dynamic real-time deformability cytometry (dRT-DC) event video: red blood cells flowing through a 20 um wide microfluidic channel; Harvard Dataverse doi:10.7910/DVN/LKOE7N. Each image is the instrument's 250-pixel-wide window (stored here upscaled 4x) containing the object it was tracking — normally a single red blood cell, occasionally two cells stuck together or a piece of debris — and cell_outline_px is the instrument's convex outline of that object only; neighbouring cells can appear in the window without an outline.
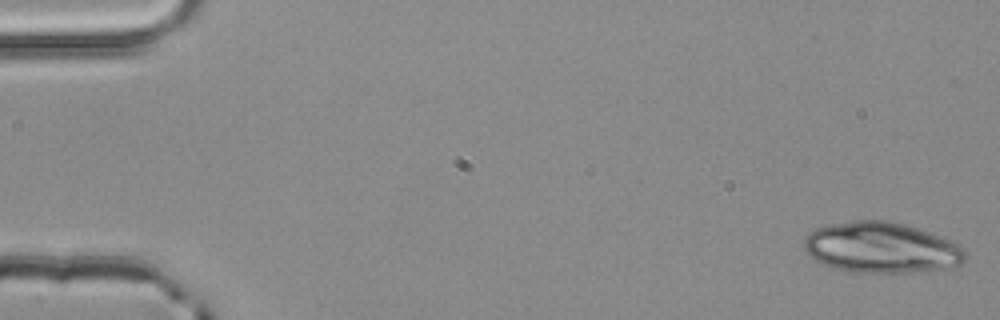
{"species": "common noctule bat (a hibernating species)", "species_latin": "Nyctalus noctula", "temperature_condition": "room temperature", "stored_images_in_passage": 5, "camera_frame_rate_fps": 3000, "um_per_image_px": 0.085, "animal": {"sex": "male", "body_mass_g": 20.4}, "frame": {"image": 1, "passage_image": 1, "time_ms": 0.0, "image_size_px": [1000, 320], "cell_outline_px": [[968, 260], [960, 264], [948, 268], [908, 272], [852, 272], [832, 268], [816, 260], [804, 252], [804, 236], [808, 232], [816, 228], [832, 224], [856, 220], [888, 220], [904, 224], [952, 240], [964, 248], [968, 256]], "centroid_in_image_um": [74.92, 21.05], "position_along_channel_um": 10.1, "area_um2": 47.92}}